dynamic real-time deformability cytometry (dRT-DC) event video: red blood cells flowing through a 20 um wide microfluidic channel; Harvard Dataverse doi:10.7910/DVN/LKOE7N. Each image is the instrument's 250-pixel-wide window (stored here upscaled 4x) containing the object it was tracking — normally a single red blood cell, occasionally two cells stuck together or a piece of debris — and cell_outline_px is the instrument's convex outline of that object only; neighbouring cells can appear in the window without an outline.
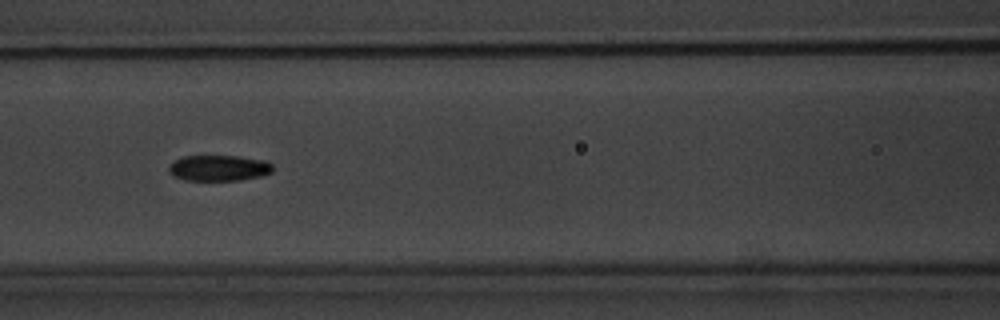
{"species": "common noctule bat (a hibernating species)", "species_latin": "Nyctalus noctula", "temperature_condition": "warm", "stored_images_in_passage": 11, "camera_frame_rate_fps": 3000, "um_per_image_px": 0.085, "animal": {"sex": "male", "body_mass_g": 20.1, "forearm_length_mm": 53.5}, "frame": {"image": 1, "passage_image": 8, "time_ms": 9.0, "image_size_px": [1000, 320], "cell_outline_px": [[272, 172], [260, 176], [240, 180], [184, 180], [168, 172], [168, 168], [176, 160], [184, 156], [236, 156], [268, 160], [272, 164]], "centroid_in_image_um": [18.64, 14.28], "position_along_channel_um": 148.0, "area_um2": 15.55}}
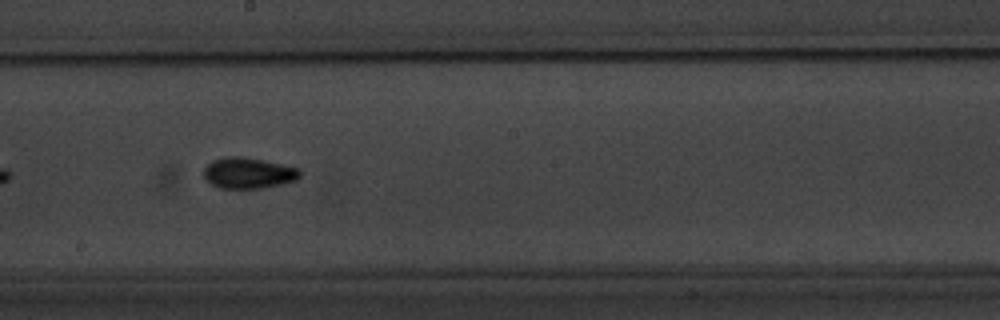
{"frame": {"image": 2, "passage_image": 10, "time_ms": 11.333, "image_size_px": [1000, 320], "cell_outline_px": [[300, 176], [296, 180], [264, 188], [220, 188], [212, 184], [204, 176], [204, 168], [212, 160], [224, 156], [240, 156], [300, 168]], "centroid_in_image_um": [21.1, 14.7], "position_along_channel_um": 227.1, "area_um2": 17.17}}